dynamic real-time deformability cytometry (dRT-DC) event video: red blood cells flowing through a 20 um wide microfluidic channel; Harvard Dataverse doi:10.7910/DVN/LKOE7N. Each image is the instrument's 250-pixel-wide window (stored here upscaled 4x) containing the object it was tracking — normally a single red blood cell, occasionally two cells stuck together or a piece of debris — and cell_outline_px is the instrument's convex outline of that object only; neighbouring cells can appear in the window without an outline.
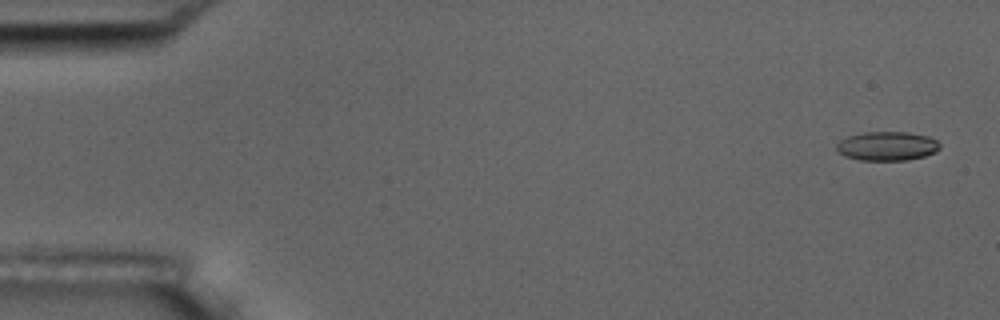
{"species": "common noctule bat (a hibernating species)", "species_latin": "Nyctalus noctula", "temperature_condition": "room temperature", "stored_images_in_passage": 6, "camera_frame_rate_fps": 3000, "um_per_image_px": 0.085, "animal": {"sex": "male", "body_mass_g": 17.5, "forearm_length_mm": 52.3}, "frame": {"image": 1, "passage_image": 1, "time_ms": 0.0, "image_size_px": [1000, 320], "cell_outline_px": [[940, 148], [936, 152], [924, 156], [908, 160], [860, 160], [844, 156], [836, 148], [836, 144], [840, 140], [848, 136], [864, 132], [908, 132], [928, 136], [936, 140], [940, 144]], "centroid_in_image_um": [75.41, 12.41], "position_along_channel_um": 9.6, "area_um2": 17.51}}
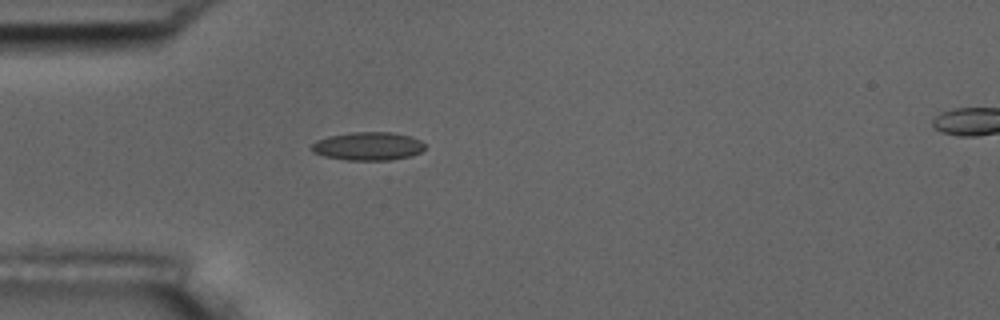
{"frame": {"image": 2, "passage_image": 5, "time_ms": 4.667, "image_size_px": [1000, 320], "cell_outline_px": [[424, 148], [420, 152], [412, 156], [392, 160], [348, 160], [324, 156], [312, 152], [312, 144], [316, 140], [328, 136], [352, 132], [392, 132], [412, 136], [420, 140], [424, 144]], "centroid_in_image_um": [31.3, 12.42], "position_along_channel_um": 53.7, "area_um2": 18.79}}